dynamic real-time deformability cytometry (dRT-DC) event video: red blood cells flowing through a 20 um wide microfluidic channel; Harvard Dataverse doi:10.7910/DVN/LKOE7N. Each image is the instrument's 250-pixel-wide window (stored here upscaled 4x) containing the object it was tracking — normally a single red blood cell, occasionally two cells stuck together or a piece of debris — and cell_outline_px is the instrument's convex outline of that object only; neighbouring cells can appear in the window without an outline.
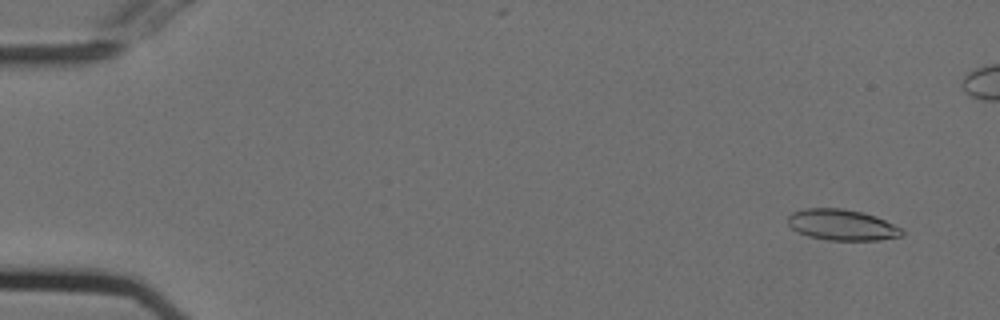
{"species": "Egyptian fruit bat (a non-hibernating species)", "species_latin": "Rousettus aegyptiacus", "temperature_condition": "cold", "stored_images_in_passage": 56, "camera_frame_rate_fps": 3000, "um_per_image_px": 0.085, "animal": {"sex": "female"}, "frame": {"image": 1, "passage_image": 4, "time_ms": 1.0, "image_size_px": [1000, 320], "cell_outline_px": [[904, 236], [880, 240], [828, 240], [808, 236], [796, 232], [788, 224], [788, 216], [792, 212], [804, 208], [844, 208], [876, 216], [900, 228], [904, 232]], "centroid_in_image_um": [71.55, 19.12], "position_along_channel_um": 13.5, "area_um2": 20.63}}
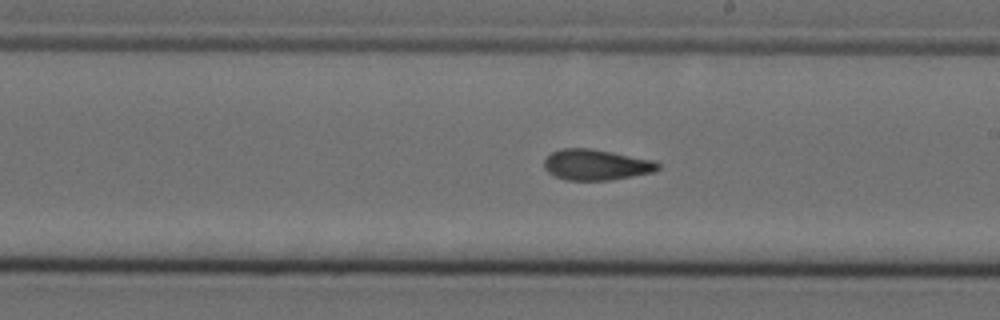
{"frame": {"image": 2, "passage_image": 32, "time_ms": 10.333, "image_size_px": [1000, 320], "cell_outline_px": [[660, 168], [652, 172], [612, 180], [564, 180], [548, 172], [544, 168], [544, 160], [552, 152], [560, 148], [592, 148], [656, 160], [660, 164]], "centroid_in_image_um": [50.68, 13.99], "position_along_channel_um": 238.3, "area_um2": 20.58}}
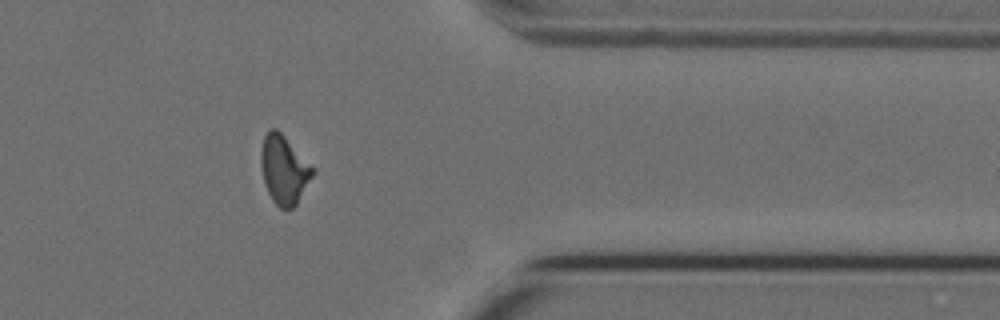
{"frame": {"image": 3, "passage_image": 45, "time_ms": 14.667, "image_size_px": [1000, 320], "cell_outline_px": [[316, 172], [296, 204], [292, 208], [280, 208], [272, 200], [264, 184], [260, 164], [260, 152], [264, 136], [268, 128], [276, 128], [316, 168]], "centroid_in_image_um": [24.15, 14.4], "position_along_channel_um": 387.3, "area_um2": 20.92}, "authors_computed_cell_mechanics": {"area_um2": 20.3745, "velocity_mm_per_s": 3.7477, "shape_relaxation_time_tau1_ms": null, "shape_relaxation_time_tau2_ms": 2.6493, "deformation_change_tau1": null, "deformation_change_tau2": 0.1012}}